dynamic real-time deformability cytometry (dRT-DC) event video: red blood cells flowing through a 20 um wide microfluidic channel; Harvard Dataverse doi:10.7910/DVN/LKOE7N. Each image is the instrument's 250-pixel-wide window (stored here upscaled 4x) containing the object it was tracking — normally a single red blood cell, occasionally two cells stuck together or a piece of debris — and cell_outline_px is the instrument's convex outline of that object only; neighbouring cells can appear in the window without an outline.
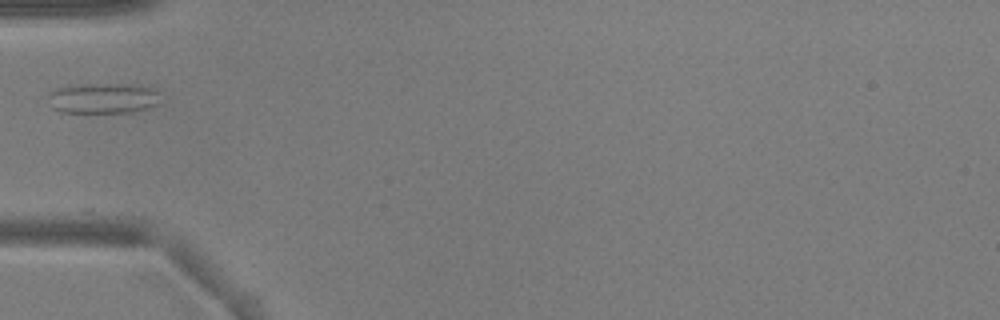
{"species": "common noctule bat (a hibernating species)", "species_latin": "Nyctalus noctula", "temperature_condition": "warm", "stored_images_in_passage": 37, "camera_frame_rate_fps": 3000, "um_per_image_px": 0.085, "animal": {"sex": "male", "body_mass_g": 17.9, "forearm_length_mm": 54.2}, "frame": {"image": 1, "passage_image": 1, "time_ms": 0.0, "image_size_px": [1000, 320], "cell_outline_px": [[160, 104], [148, 108], [132, 112], [60, 112], [52, 108], [48, 96], [48, 92], [56, 88], [72, 84], [140, 84], [152, 88], [160, 92]], "centroid_in_image_um": [8.79, 8.33], "position_along_channel_um": 76.2, "area_um2": 20.4}}
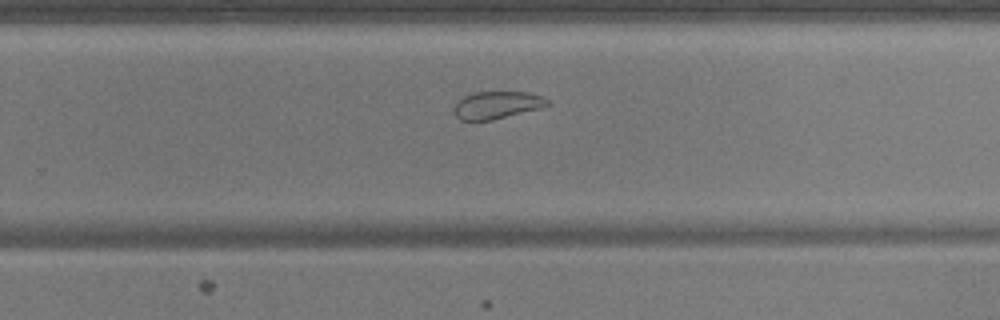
{"frame": {"image": 2, "passage_image": 18, "time_ms": 5.667, "image_size_px": [1000, 320], "cell_outline_px": [[552, 104], [544, 108], [492, 120], [460, 120], [456, 116], [456, 104], [464, 96], [472, 92], [528, 92], [544, 96], [552, 100]], "centroid_in_image_um": [42.38, 8.92], "position_along_channel_um": 287.4, "area_um2": 15.14}}
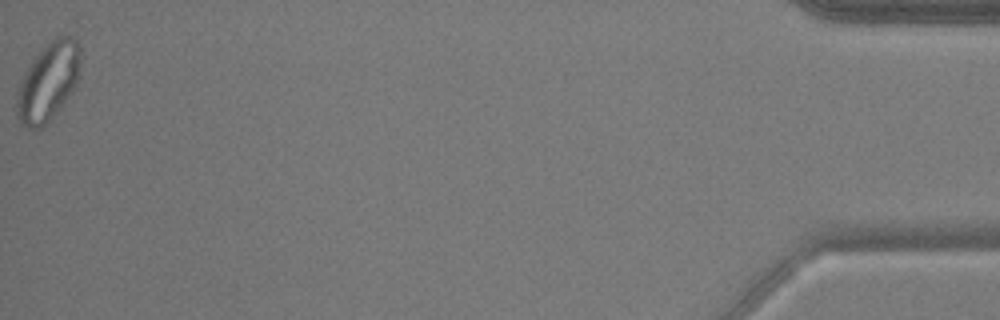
{"frame": {"image": 3, "passage_image": 37, "time_ms": 12.0, "image_size_px": [1000, 320], "cell_outline_px": [[80, 60], [76, 84], [48, 120], [40, 128], [32, 132], [20, 124], [16, 116], [16, 92], [32, 60], [44, 44], [56, 36], [72, 36], [76, 40], [80, 48]], "centroid_in_image_um": [4.05, 6.94], "position_along_channel_um": 431.1, "area_um2": 28.67}}